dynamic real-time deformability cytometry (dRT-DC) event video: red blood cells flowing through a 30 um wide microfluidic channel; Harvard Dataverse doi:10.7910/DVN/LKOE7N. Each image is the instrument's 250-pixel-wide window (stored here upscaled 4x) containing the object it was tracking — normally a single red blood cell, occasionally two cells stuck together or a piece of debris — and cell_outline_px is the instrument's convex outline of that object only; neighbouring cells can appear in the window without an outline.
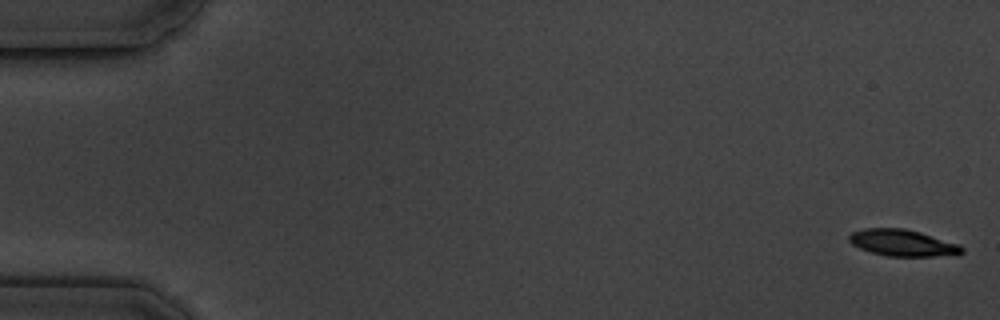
{"species": "common noctule bat (a hibernating species)", "species_latin": "Nyctalus noctula", "temperature_condition": "cold", "stored_images_in_passage": 6, "segment_of_instrument_passage": [1, 2], "camera_frame_rate_fps": 3000, "um_per_image_px": 0.085, "animal": {"sex": "male", "body_mass_g": 19.5, "forearm_length_mm": 54.6}, "frame": {"image": 1, "passage_image": 1, "time_ms": 0.0, "image_size_px": [1000, 320], "cell_outline_px": [[964, 252], [956, 256], [888, 256], [872, 252], [860, 248], [852, 244], [848, 240], [848, 236], [852, 232], [864, 228], [904, 228], [920, 232], [960, 244], [964, 248]], "centroid_in_image_um": [76.77, 20.65], "position_along_channel_um": 8.2, "area_um2": 17.63}}